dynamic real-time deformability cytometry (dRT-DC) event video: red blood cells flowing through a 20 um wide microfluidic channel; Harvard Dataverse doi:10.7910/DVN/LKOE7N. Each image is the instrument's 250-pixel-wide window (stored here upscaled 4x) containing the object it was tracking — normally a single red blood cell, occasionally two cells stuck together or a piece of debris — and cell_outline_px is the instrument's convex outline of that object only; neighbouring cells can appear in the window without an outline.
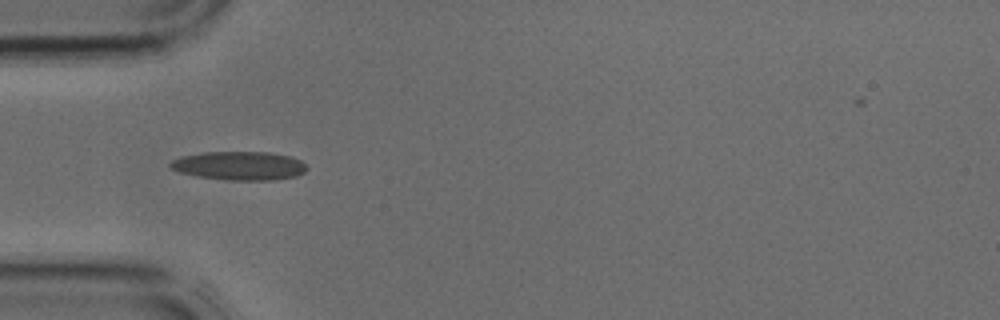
{"species": "common noctule bat (a hibernating species)", "species_latin": "Nyctalus noctula", "temperature_condition": "cold", "stored_images_in_passage": 1, "camera_frame_rate_fps": 3000, "um_per_image_px": 0.085, "animal": {"sex": "male", "body_mass_g": 17.9, "forearm_length_mm": 54.2}, "frame": {"image": 1, "passage_image": 1, "time_ms": 0.0, "image_size_px": [1000, 320], "cell_outline_px": [[308, 168], [304, 172], [296, 176], [272, 180], [224, 180], [200, 176], [180, 172], [172, 168], [168, 164], [172, 160], [180, 156], [204, 152], [268, 152], [292, 156], [300, 160]], "centroid_in_image_um": [20.36, 14.08], "position_along_channel_um": 64.6, "area_um2": 22.77}}